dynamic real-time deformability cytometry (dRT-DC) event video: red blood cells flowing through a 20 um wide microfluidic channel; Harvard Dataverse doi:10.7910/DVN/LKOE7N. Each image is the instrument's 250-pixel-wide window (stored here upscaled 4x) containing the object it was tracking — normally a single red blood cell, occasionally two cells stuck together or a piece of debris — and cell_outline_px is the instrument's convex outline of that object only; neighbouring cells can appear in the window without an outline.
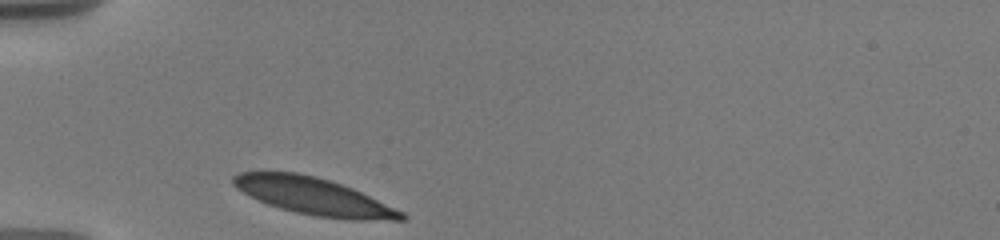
{"species": "human", "species_latin": "Homo sapiens", "temperature_condition": "warm", "stored_images_in_passage": 3, "camera_frame_rate_fps": 3000, "um_per_image_px": 0.085, "donor": {"sex": "male"}, "frame": {"image": 1, "passage_image": 1, "time_ms": 0.0, "image_size_px": [1000, 240], "cell_outline_px": [[408, 216], [404, 220], [352, 220], [316, 216], [296, 212], [280, 208], [268, 204], [236, 188], [232, 184], [232, 176], [240, 172], [300, 172], [316, 176], [352, 188], [404, 212]], "centroid_in_image_um": [26.69, 16.69], "position_along_channel_um": 58.3, "area_um2": 36.01}}
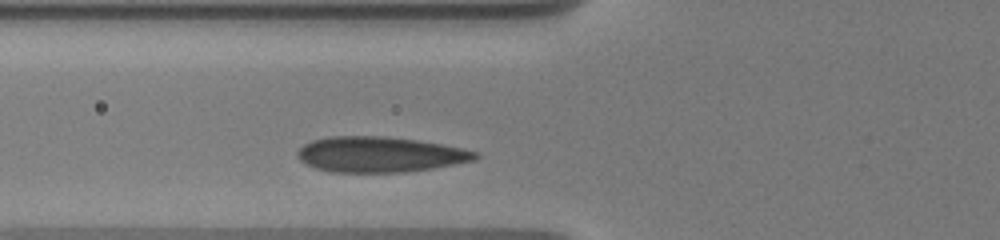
{"frame": {"image": 2, "passage_image": 3, "time_ms": 1.333, "image_size_px": [1000, 240], "cell_outline_px": [[480, 156], [476, 160], [432, 168], [400, 172], [328, 172], [304, 164], [296, 156], [296, 152], [304, 144], [312, 140], [328, 136], [380, 136], [416, 140], [440, 144], [480, 152]], "centroid_in_image_um": [32.24, 13.13], "position_along_channel_um": 93.6, "area_um2": 36.76}}